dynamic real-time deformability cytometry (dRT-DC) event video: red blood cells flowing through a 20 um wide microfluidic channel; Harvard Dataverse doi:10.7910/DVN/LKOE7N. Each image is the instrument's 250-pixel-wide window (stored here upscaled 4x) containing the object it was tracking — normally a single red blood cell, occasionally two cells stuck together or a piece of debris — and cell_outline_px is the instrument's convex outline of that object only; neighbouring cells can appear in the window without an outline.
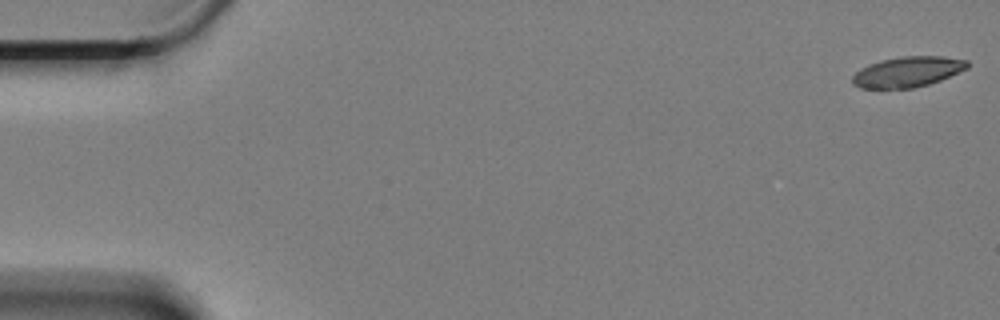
{"species": "Egyptian fruit bat (a non-hibernating species)", "species_latin": "Rousettus aegyptiacus", "temperature_condition": "cold", "stored_images_in_passage": 7, "camera_frame_rate_fps": 3000, "um_per_image_px": 0.085, "animal": {"sex": "female"}, "frame": {"image": 1, "passage_image": 1, "time_ms": 0.0, "image_size_px": [1000, 320], "cell_outline_px": [[968, 68], [940, 80], [928, 84], [912, 88], [860, 88], [852, 84], [852, 76], [860, 68], [868, 64], [880, 60], [904, 56], [944, 56], [968, 60]], "centroid_in_image_um": [77.13, 6.1], "position_along_channel_um": 7.9, "area_um2": 20.4}}